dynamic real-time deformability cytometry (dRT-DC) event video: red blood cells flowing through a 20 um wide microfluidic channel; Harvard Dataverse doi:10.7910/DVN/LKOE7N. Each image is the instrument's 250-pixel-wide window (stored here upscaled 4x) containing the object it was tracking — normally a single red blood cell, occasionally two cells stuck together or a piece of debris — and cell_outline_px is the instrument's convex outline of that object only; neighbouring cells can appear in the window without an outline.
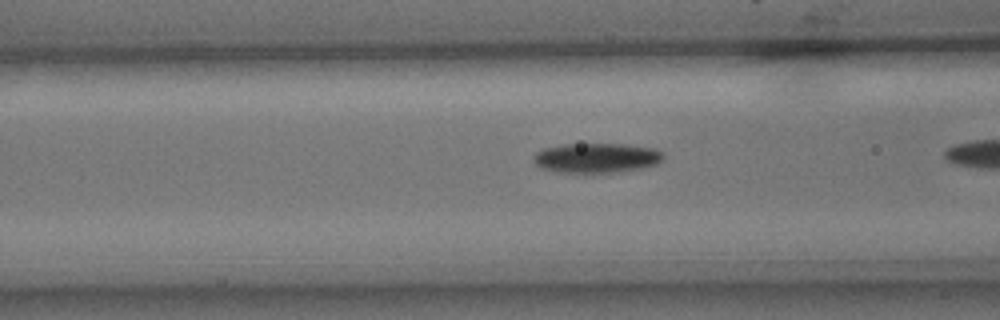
{"species": "common noctule bat (a hibernating species)", "species_latin": "Nyctalus noctula", "temperature_condition": "cold", "stored_images_in_passage": 27, "camera_frame_rate_fps": 3000, "um_per_image_px": 0.085, "animal": {"sex": "male", "body_mass_g": 15.6}, "frame": {"image": 1, "passage_image": 6, "time_ms": 1.667, "image_size_px": [1000, 320], "cell_outline_px": [[664, 160], [656, 164], [640, 168], [620, 172], [556, 172], [540, 168], [532, 160], [532, 156], [536, 152], [544, 148], [564, 144], [624, 144], [656, 148], [664, 152]], "centroid_in_image_um": [50.71, 13.41], "position_along_channel_um": 115.9, "area_um2": 22.72}}
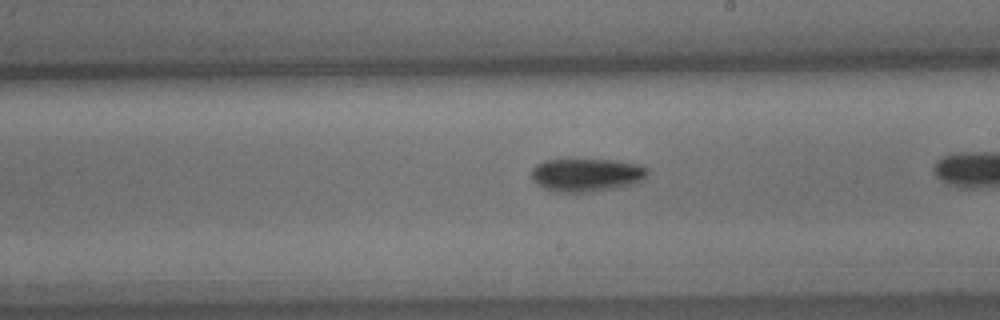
{"frame": {"image": 2, "passage_image": 16, "time_ms": 5.0, "image_size_px": [1000, 320], "cell_outline_px": [[648, 176], [636, 184], [592, 192], [556, 192], [544, 188], [532, 180], [532, 168], [536, 164], [544, 160], [572, 156], [616, 160], [640, 164], [648, 168]], "centroid_in_image_um": [49.86, 14.81], "position_along_channel_um": 239.1, "area_um2": 23.7}}
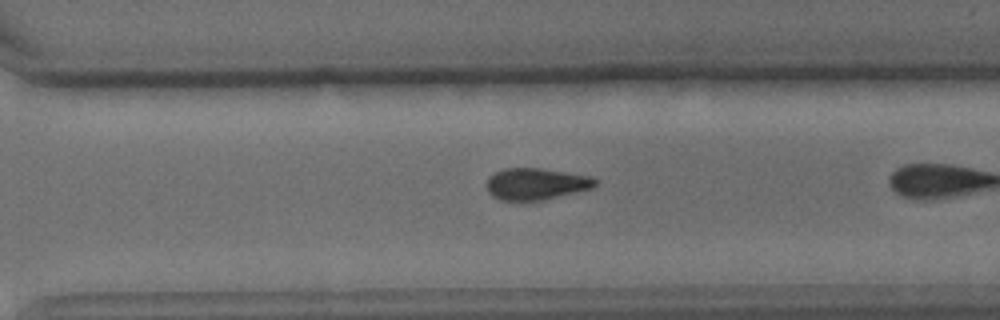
{"frame": {"image": 3, "passage_image": 23, "time_ms": 7.333, "image_size_px": [1000, 320], "cell_outline_px": [[596, 184], [592, 188], [544, 200], [500, 200], [492, 196], [488, 192], [488, 176], [504, 168], [540, 168], [592, 176], [596, 180]], "centroid_in_image_um": [45.56, 15.63], "position_along_channel_um": 325.0, "area_um2": 19.94}}